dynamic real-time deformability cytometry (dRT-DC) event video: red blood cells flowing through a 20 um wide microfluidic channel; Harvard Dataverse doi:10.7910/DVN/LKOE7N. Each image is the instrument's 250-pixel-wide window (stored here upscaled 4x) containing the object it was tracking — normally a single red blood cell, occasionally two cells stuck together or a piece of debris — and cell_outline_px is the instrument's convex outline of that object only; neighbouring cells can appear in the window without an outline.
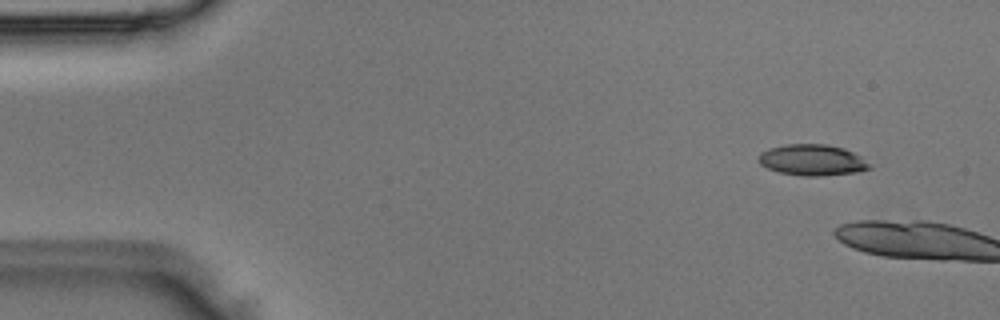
{"species": "Egyptian fruit bat (a non-hibernating species)", "species_latin": "Rousettus aegyptiacus", "temperature_condition": "room temperature", "stored_images_in_passage": 5, "segment_of_instrument_passage": [2, 2], "camera_frame_rate_fps": 3000, "um_per_image_px": 0.085, "animal": {"sex": "male"}, "frame": {"image": 1, "passage_image": 5, "time_ms": 1.333, "image_size_px": [1000, 320], "cell_outline_px": [[872, 168], [856, 172], [820, 176], [804, 176], [780, 172], [768, 168], [760, 164], [756, 160], [760, 152], [768, 148], [788, 144], [824, 144], [844, 148], [860, 156], [872, 164]], "centroid_in_image_um": [69.04, 13.6], "position_along_channel_um": 16.0, "area_um2": 20.17}}